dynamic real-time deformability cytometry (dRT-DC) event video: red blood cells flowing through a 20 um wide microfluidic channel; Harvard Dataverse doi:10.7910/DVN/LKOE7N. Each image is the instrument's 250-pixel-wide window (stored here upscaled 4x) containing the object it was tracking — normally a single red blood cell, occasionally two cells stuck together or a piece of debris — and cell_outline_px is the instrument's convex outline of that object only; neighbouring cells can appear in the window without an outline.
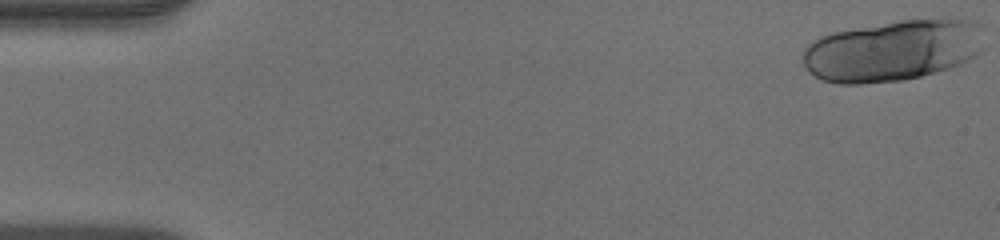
{"species": "human", "species_latin": "Homo sapiens", "temperature_condition": "warm", "stored_images_in_passage": 18, "camera_frame_rate_fps": 3000, "um_per_image_px": 0.085, "donor": {"sex": "male"}, "frame": {"image": 1, "passage_image": 1, "time_ms": 0.0, "image_size_px": [1000, 240], "cell_outline_px": [[980, 52], [976, 56], [960, 64], [948, 68], [920, 76], [904, 80], [860, 84], [836, 84], [820, 80], [808, 72], [804, 68], [800, 56], [804, 48], [812, 40], [820, 36], [832, 32], [900, 20], [940, 16], [952, 16], [980, 24]], "centroid_in_image_um": [75.82, 4.28], "position_along_channel_um": 9.2, "area_um2": 65.72}}
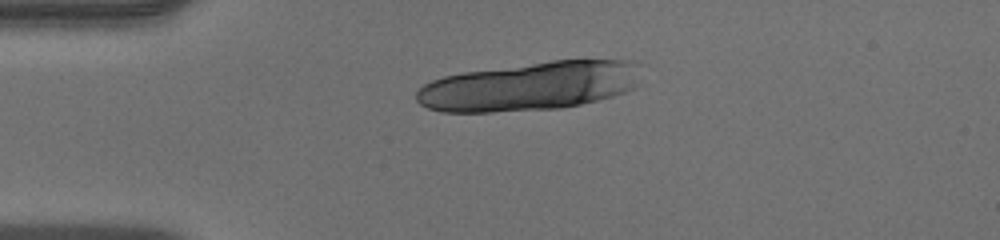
{"frame": {"image": 2, "passage_image": 12, "time_ms": 3.667, "image_size_px": [1000, 240], "cell_outline_px": [[636, 84], [632, 88], [624, 92], [612, 96], [580, 104], [560, 108], [492, 112], [440, 112], [428, 108], [420, 104], [416, 100], [416, 92], [424, 84], [432, 80], [444, 76], [464, 72], [552, 60], [632, 60]], "centroid_in_image_um": [44.91, 7.34], "position_along_channel_um": 40.1, "area_um2": 63.0}}